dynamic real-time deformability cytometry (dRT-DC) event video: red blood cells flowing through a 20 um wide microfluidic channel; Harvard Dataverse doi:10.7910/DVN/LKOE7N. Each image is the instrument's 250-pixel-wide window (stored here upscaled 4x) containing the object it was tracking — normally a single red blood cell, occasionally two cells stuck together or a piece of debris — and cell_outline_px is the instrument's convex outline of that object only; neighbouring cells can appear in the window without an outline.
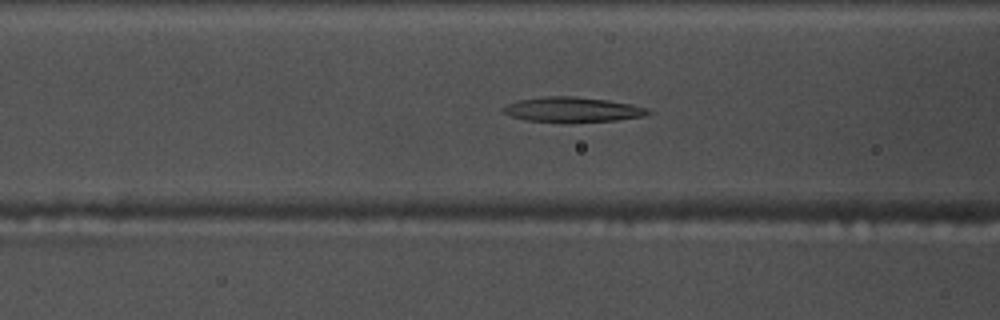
{"species": "common noctule bat (a hibernating species)", "species_latin": "Nyctalus noctula", "temperature_condition": "warm", "stored_images_in_passage": 54, "segment_of_instrument_passage": [1, 2], "camera_frame_rate_fps": 3000, "um_per_image_px": 0.085, "animal": {"sex": "male", "body_mass_g": 17.5, "forearm_length_mm": 52.3}, "frame": {"image": 1, "passage_image": 20, "time_ms": 6.333, "image_size_px": [1000, 320], "cell_outline_px": [[652, 112], [648, 116], [616, 120], [564, 124], [560, 124], [528, 120], [512, 116], [504, 112], [504, 108], [508, 104], [516, 100], [544, 96], [572, 96], [608, 100], [648, 108]], "centroid_in_image_um": [48.69, 9.34], "position_along_channel_um": 117.9, "area_um2": 21.5}}
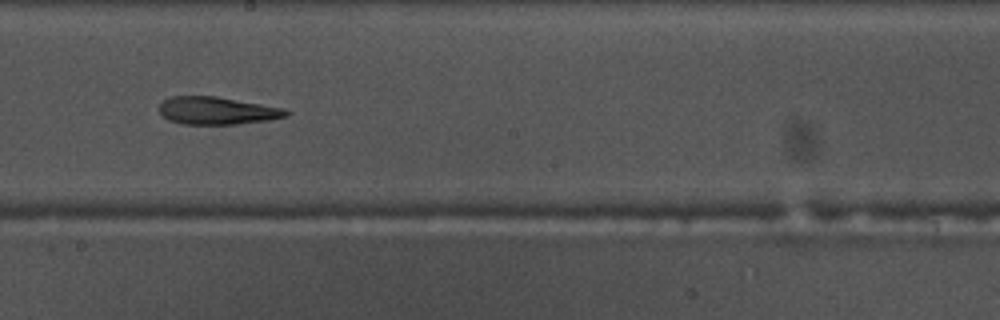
{"frame": {"image": 2, "passage_image": 29, "time_ms": 9.333, "image_size_px": [1000, 320], "cell_outline_px": [[292, 112], [288, 116], [268, 120], [236, 124], [184, 124], [168, 120], [160, 112], [160, 104], [164, 100], [172, 96], [216, 96], [284, 108]], "centroid_in_image_um": [18.48, 9.41], "position_along_channel_um": 229.7, "area_um2": 20.35}}
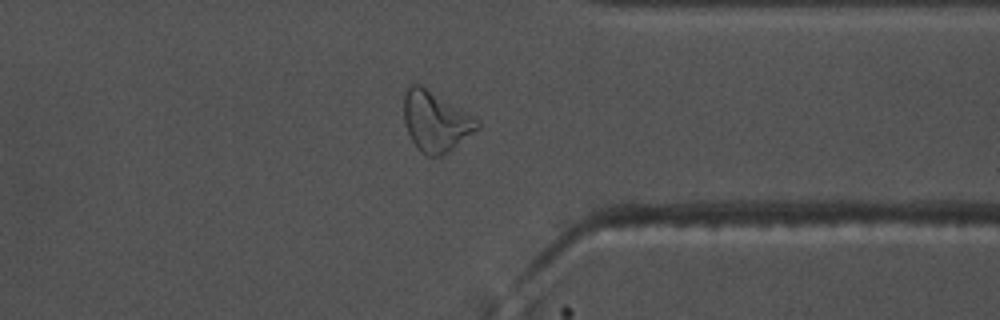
{"frame": {"image": 3, "passage_image": 41, "time_ms": 13.333, "image_size_px": [1000, 320], "cell_outline_px": [[480, 128], [452, 148], [440, 156], [428, 156], [416, 148], [408, 132], [404, 120], [404, 92], [408, 84], [420, 84], [480, 120]], "centroid_in_image_um": [37.01, 10.3], "position_along_channel_um": 374.4, "area_um2": 25.49}}